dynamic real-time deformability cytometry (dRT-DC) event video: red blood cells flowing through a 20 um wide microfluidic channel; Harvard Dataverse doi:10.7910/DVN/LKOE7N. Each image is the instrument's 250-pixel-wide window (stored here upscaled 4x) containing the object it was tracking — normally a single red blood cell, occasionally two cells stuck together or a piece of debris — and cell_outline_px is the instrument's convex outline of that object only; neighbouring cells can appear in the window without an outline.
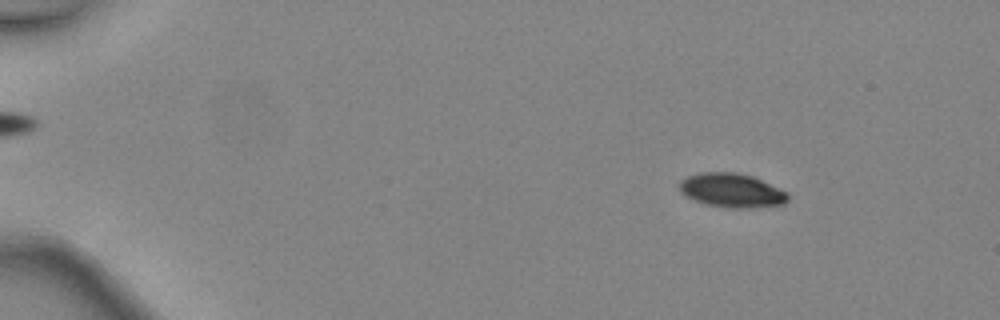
{"species": "common noctule bat (a hibernating species)", "species_latin": "Nyctalus noctula", "temperature_condition": "warm", "stored_images_in_passage": 47, "camera_frame_rate_fps": 3000, "um_per_image_px": 0.085, "animal": {"sex": "female", "body_mass_g": 24.6, "forearm_length_mm": 56.2}, "frame": {"image": 1, "passage_image": 7, "time_ms": 2.0, "image_size_px": [1000, 320], "cell_outline_px": [[788, 200], [784, 204], [756, 208], [728, 208], [704, 204], [692, 200], [684, 196], [680, 192], [680, 180], [688, 176], [700, 172], [736, 172], [752, 176], [788, 192]], "centroid_in_image_um": [62.18, 16.2], "position_along_channel_um": 22.8, "area_um2": 21.79}}
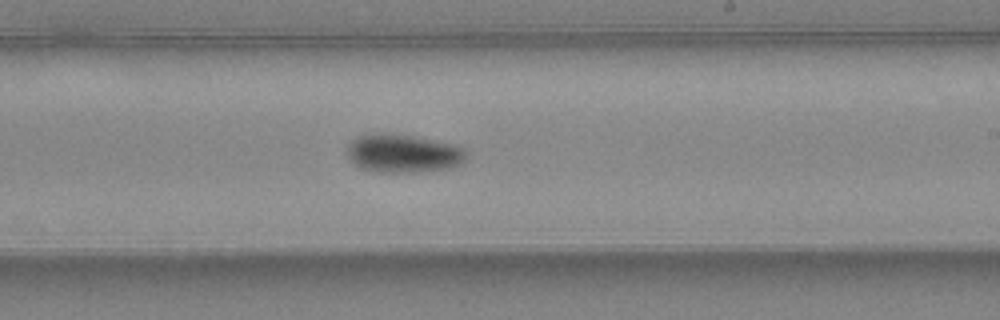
{"frame": {"image": 2, "passage_image": 30, "time_ms": 9.667, "image_size_px": [1000, 320], "cell_outline_px": [[468, 152], [464, 164], [452, 168], [420, 172], [372, 172], [360, 168], [348, 160], [348, 144], [356, 136], [368, 132], [412, 136], [448, 144], [464, 148]], "centroid_in_image_um": [34.24, 13.06], "position_along_channel_um": 254.8, "area_um2": 26.93}}
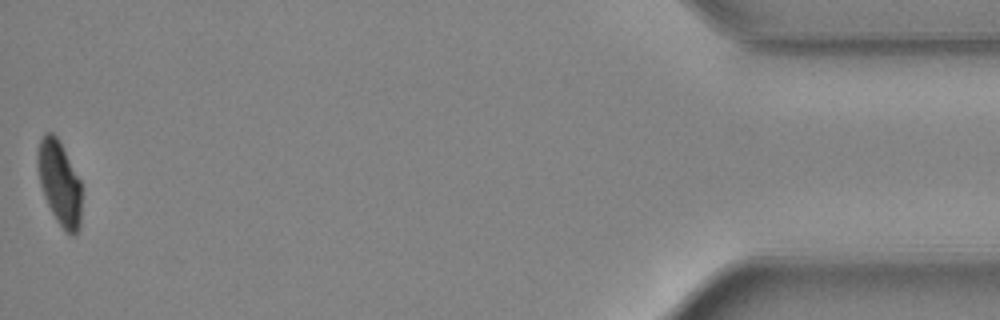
{"frame": {"image": 3, "passage_image": 47, "time_ms": 15.333, "image_size_px": [1000, 320], "cell_outline_px": [[80, 228], [76, 236], [72, 236], [56, 220], [44, 196], [40, 184], [36, 160], [36, 156], [40, 140], [44, 132], [52, 132], [60, 140], [80, 180]], "centroid_in_image_um": [5.04, 15.51], "position_along_channel_um": 430.2, "area_um2": 21.56}, "authors_computed_cell_mechanics": {"area_um2": 23.7558, "velocity_mm_per_s": 4.5526, "shape_relaxation_time_tau1_ms": 2.6146, "shape_relaxation_time_tau2_ms": 5.6837, "deformation_change_tau1": 0.1316, "deformation_change_tau2": 0.0878}}